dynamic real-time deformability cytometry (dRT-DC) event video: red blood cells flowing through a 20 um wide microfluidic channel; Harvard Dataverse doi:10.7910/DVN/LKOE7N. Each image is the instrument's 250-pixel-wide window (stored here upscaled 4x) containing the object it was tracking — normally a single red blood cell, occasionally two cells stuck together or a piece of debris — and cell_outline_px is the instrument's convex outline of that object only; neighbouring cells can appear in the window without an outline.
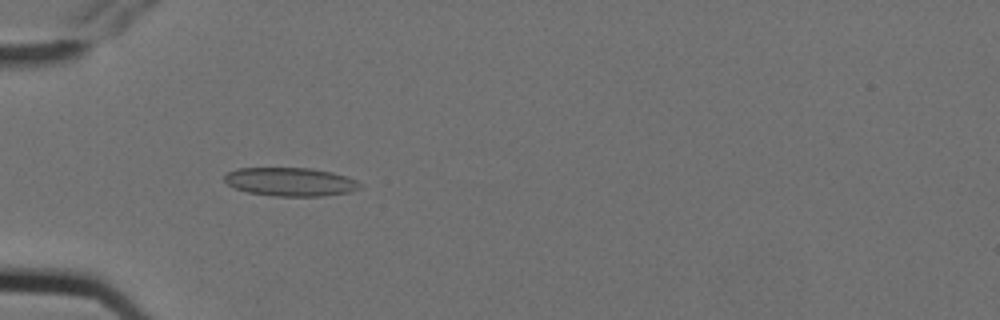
{"species": "Egyptian fruit bat (a non-hibernating species)", "species_latin": "Rousettus aegyptiacus", "temperature_condition": "cold", "stored_images_in_passage": 7, "camera_frame_rate_fps": 3000, "um_per_image_px": 0.085, "animal": {"sex": "female"}, "frame": {"image": 1, "passage_image": 5, "time_ms": 1.333, "image_size_px": [1000, 320], "cell_outline_px": [[364, 184], [360, 188], [348, 192], [324, 196], [276, 196], [248, 192], [236, 188], [228, 184], [224, 180], [224, 176], [228, 172], [236, 168], [312, 168], [332, 172], [348, 176]], "centroid_in_image_um": [24.72, 15.45], "position_along_channel_um": 60.3, "area_um2": 22.6}}
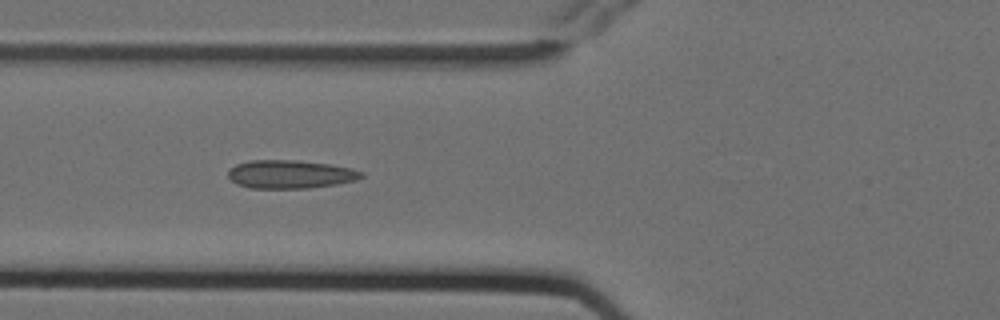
{"frame": {"image": 2, "passage_image": 6, "time_ms": 1.667, "image_size_px": [1000, 320], "cell_outline_px": [[364, 176], [356, 180], [336, 184], [308, 188], [248, 188], [236, 184], [228, 176], [228, 172], [236, 164], [252, 160], [296, 160], [328, 164], [352, 168], [364, 172]], "centroid_in_image_um": [24.68, 14.81], "position_along_channel_um": 101.1, "area_um2": 21.96}}
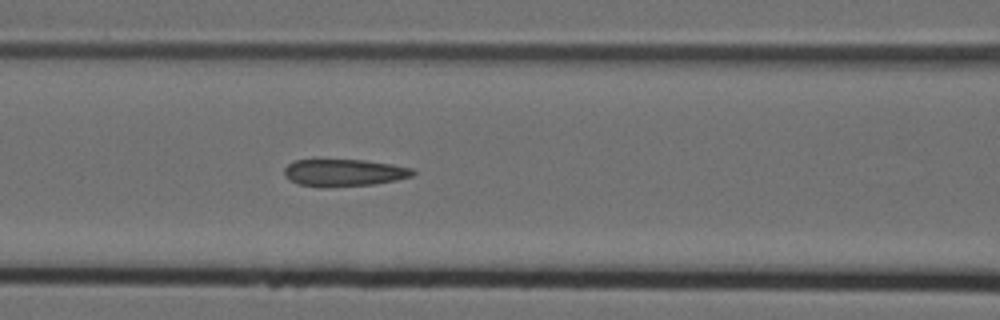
{"frame": {"image": 3, "passage_image": 7, "time_ms": 2.0, "image_size_px": [1000, 320], "cell_outline_px": [[416, 172], [412, 176], [396, 180], [372, 184], [300, 184], [284, 176], [284, 168], [288, 164], [296, 160], [364, 160], [392, 164], [412, 168]], "centroid_in_image_um": [29.3, 14.62], "position_along_channel_um": 137.3, "area_um2": 19.25}}